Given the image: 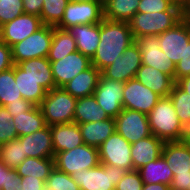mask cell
Returning a JSON list of instances; mask_svg holds the SVG:
<instances>
[{
	"label": "cell",
	"mask_w": 190,
	"mask_h": 190,
	"mask_svg": "<svg viewBox=\"0 0 190 190\" xmlns=\"http://www.w3.org/2000/svg\"><path fill=\"white\" fill-rule=\"evenodd\" d=\"M77 98L67 93L63 87H55L46 92L45 98L39 105L45 124L73 123Z\"/></svg>",
	"instance_id": "3957f363"
},
{
	"label": "cell",
	"mask_w": 190,
	"mask_h": 190,
	"mask_svg": "<svg viewBox=\"0 0 190 190\" xmlns=\"http://www.w3.org/2000/svg\"><path fill=\"white\" fill-rule=\"evenodd\" d=\"M140 0H109L104 6V19L129 22L137 13Z\"/></svg>",
	"instance_id": "1f68e13d"
},
{
	"label": "cell",
	"mask_w": 190,
	"mask_h": 190,
	"mask_svg": "<svg viewBox=\"0 0 190 190\" xmlns=\"http://www.w3.org/2000/svg\"><path fill=\"white\" fill-rule=\"evenodd\" d=\"M23 99L15 82V64L10 69L0 73V102L5 107L9 103H15Z\"/></svg>",
	"instance_id": "836d02e7"
},
{
	"label": "cell",
	"mask_w": 190,
	"mask_h": 190,
	"mask_svg": "<svg viewBox=\"0 0 190 190\" xmlns=\"http://www.w3.org/2000/svg\"><path fill=\"white\" fill-rule=\"evenodd\" d=\"M182 15L185 21H190V0L187 1L186 6L182 10Z\"/></svg>",
	"instance_id": "db71d44e"
},
{
	"label": "cell",
	"mask_w": 190,
	"mask_h": 190,
	"mask_svg": "<svg viewBox=\"0 0 190 190\" xmlns=\"http://www.w3.org/2000/svg\"><path fill=\"white\" fill-rule=\"evenodd\" d=\"M22 142L24 154L34 158H54L51 126L46 125L34 133L18 137Z\"/></svg>",
	"instance_id": "ac0fdd59"
},
{
	"label": "cell",
	"mask_w": 190,
	"mask_h": 190,
	"mask_svg": "<svg viewBox=\"0 0 190 190\" xmlns=\"http://www.w3.org/2000/svg\"><path fill=\"white\" fill-rule=\"evenodd\" d=\"M13 169H9L3 162L0 161V190L3 185H6L7 175Z\"/></svg>",
	"instance_id": "f907efd6"
},
{
	"label": "cell",
	"mask_w": 190,
	"mask_h": 190,
	"mask_svg": "<svg viewBox=\"0 0 190 190\" xmlns=\"http://www.w3.org/2000/svg\"><path fill=\"white\" fill-rule=\"evenodd\" d=\"M34 106L35 105L30 103L29 101L21 99L18 102L9 103L5 107L11 114V116L14 117V114H22V112L30 111Z\"/></svg>",
	"instance_id": "f6af8a7d"
},
{
	"label": "cell",
	"mask_w": 190,
	"mask_h": 190,
	"mask_svg": "<svg viewBox=\"0 0 190 190\" xmlns=\"http://www.w3.org/2000/svg\"><path fill=\"white\" fill-rule=\"evenodd\" d=\"M70 0H43L41 21L43 25L56 26L62 19Z\"/></svg>",
	"instance_id": "8d00e7d4"
},
{
	"label": "cell",
	"mask_w": 190,
	"mask_h": 190,
	"mask_svg": "<svg viewBox=\"0 0 190 190\" xmlns=\"http://www.w3.org/2000/svg\"><path fill=\"white\" fill-rule=\"evenodd\" d=\"M104 19V8L98 1H69L61 21L55 26L67 30L71 26L97 24Z\"/></svg>",
	"instance_id": "ba28073f"
},
{
	"label": "cell",
	"mask_w": 190,
	"mask_h": 190,
	"mask_svg": "<svg viewBox=\"0 0 190 190\" xmlns=\"http://www.w3.org/2000/svg\"><path fill=\"white\" fill-rule=\"evenodd\" d=\"M53 36V26L43 25L26 39L11 47L14 64L21 61L47 57Z\"/></svg>",
	"instance_id": "52a82bcc"
},
{
	"label": "cell",
	"mask_w": 190,
	"mask_h": 190,
	"mask_svg": "<svg viewBox=\"0 0 190 190\" xmlns=\"http://www.w3.org/2000/svg\"><path fill=\"white\" fill-rule=\"evenodd\" d=\"M71 1H77V2H82V1L91 2V1H97V0H71Z\"/></svg>",
	"instance_id": "680465c9"
},
{
	"label": "cell",
	"mask_w": 190,
	"mask_h": 190,
	"mask_svg": "<svg viewBox=\"0 0 190 190\" xmlns=\"http://www.w3.org/2000/svg\"><path fill=\"white\" fill-rule=\"evenodd\" d=\"M162 156L173 175H190V147L183 141L165 142Z\"/></svg>",
	"instance_id": "d6986e66"
},
{
	"label": "cell",
	"mask_w": 190,
	"mask_h": 190,
	"mask_svg": "<svg viewBox=\"0 0 190 190\" xmlns=\"http://www.w3.org/2000/svg\"><path fill=\"white\" fill-rule=\"evenodd\" d=\"M190 186V175H175L170 184V190H188Z\"/></svg>",
	"instance_id": "681fc988"
},
{
	"label": "cell",
	"mask_w": 190,
	"mask_h": 190,
	"mask_svg": "<svg viewBox=\"0 0 190 190\" xmlns=\"http://www.w3.org/2000/svg\"><path fill=\"white\" fill-rule=\"evenodd\" d=\"M46 190H80L71 175L57 170L55 167L45 181Z\"/></svg>",
	"instance_id": "74e56055"
},
{
	"label": "cell",
	"mask_w": 190,
	"mask_h": 190,
	"mask_svg": "<svg viewBox=\"0 0 190 190\" xmlns=\"http://www.w3.org/2000/svg\"><path fill=\"white\" fill-rule=\"evenodd\" d=\"M100 75L101 72L91 65L66 83L63 89L77 99L93 95Z\"/></svg>",
	"instance_id": "cb8c5ba5"
},
{
	"label": "cell",
	"mask_w": 190,
	"mask_h": 190,
	"mask_svg": "<svg viewBox=\"0 0 190 190\" xmlns=\"http://www.w3.org/2000/svg\"><path fill=\"white\" fill-rule=\"evenodd\" d=\"M142 55L139 46L134 42L112 64L101 71V74L110 80L127 82L135 78L137 70L141 67Z\"/></svg>",
	"instance_id": "8fae6325"
},
{
	"label": "cell",
	"mask_w": 190,
	"mask_h": 190,
	"mask_svg": "<svg viewBox=\"0 0 190 190\" xmlns=\"http://www.w3.org/2000/svg\"><path fill=\"white\" fill-rule=\"evenodd\" d=\"M158 39L160 49L176 65L187 54V45L190 42L187 22L182 19L174 27L158 35Z\"/></svg>",
	"instance_id": "7c38bea8"
},
{
	"label": "cell",
	"mask_w": 190,
	"mask_h": 190,
	"mask_svg": "<svg viewBox=\"0 0 190 190\" xmlns=\"http://www.w3.org/2000/svg\"><path fill=\"white\" fill-rule=\"evenodd\" d=\"M100 164L133 170L131 144L114 131L98 148Z\"/></svg>",
	"instance_id": "9c48e42d"
},
{
	"label": "cell",
	"mask_w": 190,
	"mask_h": 190,
	"mask_svg": "<svg viewBox=\"0 0 190 190\" xmlns=\"http://www.w3.org/2000/svg\"><path fill=\"white\" fill-rule=\"evenodd\" d=\"M28 76L36 80L47 92L55 88L50 61L47 57L33 58L17 64Z\"/></svg>",
	"instance_id": "484cf974"
},
{
	"label": "cell",
	"mask_w": 190,
	"mask_h": 190,
	"mask_svg": "<svg viewBox=\"0 0 190 190\" xmlns=\"http://www.w3.org/2000/svg\"><path fill=\"white\" fill-rule=\"evenodd\" d=\"M18 138L13 117L6 107H0V145Z\"/></svg>",
	"instance_id": "f35d334b"
},
{
	"label": "cell",
	"mask_w": 190,
	"mask_h": 190,
	"mask_svg": "<svg viewBox=\"0 0 190 190\" xmlns=\"http://www.w3.org/2000/svg\"><path fill=\"white\" fill-rule=\"evenodd\" d=\"M51 136L54 154L68 151L84 144L79 125L74 122L52 125Z\"/></svg>",
	"instance_id": "603a6c76"
},
{
	"label": "cell",
	"mask_w": 190,
	"mask_h": 190,
	"mask_svg": "<svg viewBox=\"0 0 190 190\" xmlns=\"http://www.w3.org/2000/svg\"><path fill=\"white\" fill-rule=\"evenodd\" d=\"M55 87H63L76 75L89 68L91 59L78 50L58 61H50Z\"/></svg>",
	"instance_id": "2e32d148"
},
{
	"label": "cell",
	"mask_w": 190,
	"mask_h": 190,
	"mask_svg": "<svg viewBox=\"0 0 190 190\" xmlns=\"http://www.w3.org/2000/svg\"><path fill=\"white\" fill-rule=\"evenodd\" d=\"M183 19L182 10L137 12L129 21L134 39L140 36L160 35Z\"/></svg>",
	"instance_id": "277c9868"
},
{
	"label": "cell",
	"mask_w": 190,
	"mask_h": 190,
	"mask_svg": "<svg viewBox=\"0 0 190 190\" xmlns=\"http://www.w3.org/2000/svg\"><path fill=\"white\" fill-rule=\"evenodd\" d=\"M135 42L129 22L110 21L100 22V42L91 63L100 72L112 64L118 56Z\"/></svg>",
	"instance_id": "6da1fadb"
},
{
	"label": "cell",
	"mask_w": 190,
	"mask_h": 190,
	"mask_svg": "<svg viewBox=\"0 0 190 190\" xmlns=\"http://www.w3.org/2000/svg\"><path fill=\"white\" fill-rule=\"evenodd\" d=\"M75 51H77L76 42L69 31L53 26L52 43L47 59L49 61H58Z\"/></svg>",
	"instance_id": "f546056e"
},
{
	"label": "cell",
	"mask_w": 190,
	"mask_h": 190,
	"mask_svg": "<svg viewBox=\"0 0 190 190\" xmlns=\"http://www.w3.org/2000/svg\"><path fill=\"white\" fill-rule=\"evenodd\" d=\"M127 171L117 166L99 164L71 175L80 190H115V186Z\"/></svg>",
	"instance_id": "5b68a950"
},
{
	"label": "cell",
	"mask_w": 190,
	"mask_h": 190,
	"mask_svg": "<svg viewBox=\"0 0 190 190\" xmlns=\"http://www.w3.org/2000/svg\"><path fill=\"white\" fill-rule=\"evenodd\" d=\"M184 141L190 147V127L185 130Z\"/></svg>",
	"instance_id": "9f6ffc18"
},
{
	"label": "cell",
	"mask_w": 190,
	"mask_h": 190,
	"mask_svg": "<svg viewBox=\"0 0 190 190\" xmlns=\"http://www.w3.org/2000/svg\"><path fill=\"white\" fill-rule=\"evenodd\" d=\"M102 6H104L109 0H97Z\"/></svg>",
	"instance_id": "6f0895ef"
},
{
	"label": "cell",
	"mask_w": 190,
	"mask_h": 190,
	"mask_svg": "<svg viewBox=\"0 0 190 190\" xmlns=\"http://www.w3.org/2000/svg\"><path fill=\"white\" fill-rule=\"evenodd\" d=\"M67 30L75 39L77 50L92 59L100 42V23L75 25Z\"/></svg>",
	"instance_id": "44dd1931"
},
{
	"label": "cell",
	"mask_w": 190,
	"mask_h": 190,
	"mask_svg": "<svg viewBox=\"0 0 190 190\" xmlns=\"http://www.w3.org/2000/svg\"><path fill=\"white\" fill-rule=\"evenodd\" d=\"M167 1H169L171 4L178 7L179 9L183 10L188 0H167Z\"/></svg>",
	"instance_id": "11a10c76"
},
{
	"label": "cell",
	"mask_w": 190,
	"mask_h": 190,
	"mask_svg": "<svg viewBox=\"0 0 190 190\" xmlns=\"http://www.w3.org/2000/svg\"><path fill=\"white\" fill-rule=\"evenodd\" d=\"M22 142L19 138L13 139L3 145H0V161L9 169H16L25 159Z\"/></svg>",
	"instance_id": "d590c367"
},
{
	"label": "cell",
	"mask_w": 190,
	"mask_h": 190,
	"mask_svg": "<svg viewBox=\"0 0 190 190\" xmlns=\"http://www.w3.org/2000/svg\"><path fill=\"white\" fill-rule=\"evenodd\" d=\"M12 49L0 39V73L13 67Z\"/></svg>",
	"instance_id": "ee69618b"
},
{
	"label": "cell",
	"mask_w": 190,
	"mask_h": 190,
	"mask_svg": "<svg viewBox=\"0 0 190 190\" xmlns=\"http://www.w3.org/2000/svg\"><path fill=\"white\" fill-rule=\"evenodd\" d=\"M83 143L99 148L101 144L114 133L115 118L78 124Z\"/></svg>",
	"instance_id": "d4e9b609"
},
{
	"label": "cell",
	"mask_w": 190,
	"mask_h": 190,
	"mask_svg": "<svg viewBox=\"0 0 190 190\" xmlns=\"http://www.w3.org/2000/svg\"><path fill=\"white\" fill-rule=\"evenodd\" d=\"M190 75V42L187 45V54L175 65V83Z\"/></svg>",
	"instance_id": "7bdbcfd3"
},
{
	"label": "cell",
	"mask_w": 190,
	"mask_h": 190,
	"mask_svg": "<svg viewBox=\"0 0 190 190\" xmlns=\"http://www.w3.org/2000/svg\"><path fill=\"white\" fill-rule=\"evenodd\" d=\"M189 27V32H190V21H186Z\"/></svg>",
	"instance_id": "91938a15"
},
{
	"label": "cell",
	"mask_w": 190,
	"mask_h": 190,
	"mask_svg": "<svg viewBox=\"0 0 190 190\" xmlns=\"http://www.w3.org/2000/svg\"><path fill=\"white\" fill-rule=\"evenodd\" d=\"M22 190H46L45 181L32 178V176L21 177Z\"/></svg>",
	"instance_id": "bcb514c9"
},
{
	"label": "cell",
	"mask_w": 190,
	"mask_h": 190,
	"mask_svg": "<svg viewBox=\"0 0 190 190\" xmlns=\"http://www.w3.org/2000/svg\"><path fill=\"white\" fill-rule=\"evenodd\" d=\"M15 82L24 100L35 106L41 104L47 91L17 64H15Z\"/></svg>",
	"instance_id": "4316f807"
},
{
	"label": "cell",
	"mask_w": 190,
	"mask_h": 190,
	"mask_svg": "<svg viewBox=\"0 0 190 190\" xmlns=\"http://www.w3.org/2000/svg\"><path fill=\"white\" fill-rule=\"evenodd\" d=\"M1 190H22L21 177L15 169L7 175L6 185H3Z\"/></svg>",
	"instance_id": "c3c4849f"
},
{
	"label": "cell",
	"mask_w": 190,
	"mask_h": 190,
	"mask_svg": "<svg viewBox=\"0 0 190 190\" xmlns=\"http://www.w3.org/2000/svg\"><path fill=\"white\" fill-rule=\"evenodd\" d=\"M138 172L143 184L163 183L170 186L174 176L162 155L138 169Z\"/></svg>",
	"instance_id": "83f0119b"
},
{
	"label": "cell",
	"mask_w": 190,
	"mask_h": 190,
	"mask_svg": "<svg viewBox=\"0 0 190 190\" xmlns=\"http://www.w3.org/2000/svg\"><path fill=\"white\" fill-rule=\"evenodd\" d=\"M24 13L30 15H41L43 0H22Z\"/></svg>",
	"instance_id": "7dc6e473"
},
{
	"label": "cell",
	"mask_w": 190,
	"mask_h": 190,
	"mask_svg": "<svg viewBox=\"0 0 190 190\" xmlns=\"http://www.w3.org/2000/svg\"><path fill=\"white\" fill-rule=\"evenodd\" d=\"M123 89V82L110 80L102 74L99 76L97 88L93 95L98 105L111 118H116L123 110Z\"/></svg>",
	"instance_id": "5bb4252c"
},
{
	"label": "cell",
	"mask_w": 190,
	"mask_h": 190,
	"mask_svg": "<svg viewBox=\"0 0 190 190\" xmlns=\"http://www.w3.org/2000/svg\"><path fill=\"white\" fill-rule=\"evenodd\" d=\"M169 97L180 123L186 130L190 127V94L186 93L175 83Z\"/></svg>",
	"instance_id": "e575fe53"
},
{
	"label": "cell",
	"mask_w": 190,
	"mask_h": 190,
	"mask_svg": "<svg viewBox=\"0 0 190 190\" xmlns=\"http://www.w3.org/2000/svg\"><path fill=\"white\" fill-rule=\"evenodd\" d=\"M143 181L138 170L127 171L115 186V190H142Z\"/></svg>",
	"instance_id": "b9f144b4"
},
{
	"label": "cell",
	"mask_w": 190,
	"mask_h": 190,
	"mask_svg": "<svg viewBox=\"0 0 190 190\" xmlns=\"http://www.w3.org/2000/svg\"><path fill=\"white\" fill-rule=\"evenodd\" d=\"M151 132L164 142L183 141L185 129L179 121L170 97H161L147 115Z\"/></svg>",
	"instance_id": "7a4b0ae2"
},
{
	"label": "cell",
	"mask_w": 190,
	"mask_h": 190,
	"mask_svg": "<svg viewBox=\"0 0 190 190\" xmlns=\"http://www.w3.org/2000/svg\"><path fill=\"white\" fill-rule=\"evenodd\" d=\"M167 10H181L167 0H140L137 12L152 13Z\"/></svg>",
	"instance_id": "60d3db41"
},
{
	"label": "cell",
	"mask_w": 190,
	"mask_h": 190,
	"mask_svg": "<svg viewBox=\"0 0 190 190\" xmlns=\"http://www.w3.org/2000/svg\"><path fill=\"white\" fill-rule=\"evenodd\" d=\"M99 164V149L87 144L56 153L54 157L55 168L69 175L81 170L92 169Z\"/></svg>",
	"instance_id": "8992f818"
},
{
	"label": "cell",
	"mask_w": 190,
	"mask_h": 190,
	"mask_svg": "<svg viewBox=\"0 0 190 190\" xmlns=\"http://www.w3.org/2000/svg\"><path fill=\"white\" fill-rule=\"evenodd\" d=\"M176 84L186 93L190 94V75L179 79Z\"/></svg>",
	"instance_id": "816d5d0a"
},
{
	"label": "cell",
	"mask_w": 190,
	"mask_h": 190,
	"mask_svg": "<svg viewBox=\"0 0 190 190\" xmlns=\"http://www.w3.org/2000/svg\"><path fill=\"white\" fill-rule=\"evenodd\" d=\"M161 96L144 86L136 78L124 83L123 108L140 111L148 115Z\"/></svg>",
	"instance_id": "4fadbf2b"
},
{
	"label": "cell",
	"mask_w": 190,
	"mask_h": 190,
	"mask_svg": "<svg viewBox=\"0 0 190 190\" xmlns=\"http://www.w3.org/2000/svg\"><path fill=\"white\" fill-rule=\"evenodd\" d=\"M13 121L18 137L34 133L46 126L39 106H34L30 111L22 114H14Z\"/></svg>",
	"instance_id": "4dcf8cb0"
},
{
	"label": "cell",
	"mask_w": 190,
	"mask_h": 190,
	"mask_svg": "<svg viewBox=\"0 0 190 190\" xmlns=\"http://www.w3.org/2000/svg\"><path fill=\"white\" fill-rule=\"evenodd\" d=\"M43 26L41 18L23 13L0 27V39L9 47L26 39Z\"/></svg>",
	"instance_id": "e0dca14e"
},
{
	"label": "cell",
	"mask_w": 190,
	"mask_h": 190,
	"mask_svg": "<svg viewBox=\"0 0 190 190\" xmlns=\"http://www.w3.org/2000/svg\"><path fill=\"white\" fill-rule=\"evenodd\" d=\"M23 13L22 0H0V27Z\"/></svg>",
	"instance_id": "ab89813d"
},
{
	"label": "cell",
	"mask_w": 190,
	"mask_h": 190,
	"mask_svg": "<svg viewBox=\"0 0 190 190\" xmlns=\"http://www.w3.org/2000/svg\"><path fill=\"white\" fill-rule=\"evenodd\" d=\"M115 131L130 144L152 135L146 114L124 108L115 118Z\"/></svg>",
	"instance_id": "30bf717a"
},
{
	"label": "cell",
	"mask_w": 190,
	"mask_h": 190,
	"mask_svg": "<svg viewBox=\"0 0 190 190\" xmlns=\"http://www.w3.org/2000/svg\"><path fill=\"white\" fill-rule=\"evenodd\" d=\"M135 43L140 48L142 64L168 74L175 81V64L160 49L158 35L140 36Z\"/></svg>",
	"instance_id": "9a60e30c"
},
{
	"label": "cell",
	"mask_w": 190,
	"mask_h": 190,
	"mask_svg": "<svg viewBox=\"0 0 190 190\" xmlns=\"http://www.w3.org/2000/svg\"><path fill=\"white\" fill-rule=\"evenodd\" d=\"M54 167V158L27 157L15 170L20 177L32 176L46 181Z\"/></svg>",
	"instance_id": "d6a6232c"
},
{
	"label": "cell",
	"mask_w": 190,
	"mask_h": 190,
	"mask_svg": "<svg viewBox=\"0 0 190 190\" xmlns=\"http://www.w3.org/2000/svg\"><path fill=\"white\" fill-rule=\"evenodd\" d=\"M142 190H170V187L163 183L144 184Z\"/></svg>",
	"instance_id": "f5cc1de1"
},
{
	"label": "cell",
	"mask_w": 190,
	"mask_h": 190,
	"mask_svg": "<svg viewBox=\"0 0 190 190\" xmlns=\"http://www.w3.org/2000/svg\"><path fill=\"white\" fill-rule=\"evenodd\" d=\"M135 78L161 97H168L175 84L168 74L144 64L137 70Z\"/></svg>",
	"instance_id": "7402d4cb"
},
{
	"label": "cell",
	"mask_w": 190,
	"mask_h": 190,
	"mask_svg": "<svg viewBox=\"0 0 190 190\" xmlns=\"http://www.w3.org/2000/svg\"><path fill=\"white\" fill-rule=\"evenodd\" d=\"M110 118L98 105L94 95L78 98L75 106L74 123L82 124Z\"/></svg>",
	"instance_id": "f1b7e54d"
},
{
	"label": "cell",
	"mask_w": 190,
	"mask_h": 190,
	"mask_svg": "<svg viewBox=\"0 0 190 190\" xmlns=\"http://www.w3.org/2000/svg\"><path fill=\"white\" fill-rule=\"evenodd\" d=\"M164 141L153 134L131 144L133 170H138L162 155Z\"/></svg>",
	"instance_id": "ffe728a7"
}]
</instances>
